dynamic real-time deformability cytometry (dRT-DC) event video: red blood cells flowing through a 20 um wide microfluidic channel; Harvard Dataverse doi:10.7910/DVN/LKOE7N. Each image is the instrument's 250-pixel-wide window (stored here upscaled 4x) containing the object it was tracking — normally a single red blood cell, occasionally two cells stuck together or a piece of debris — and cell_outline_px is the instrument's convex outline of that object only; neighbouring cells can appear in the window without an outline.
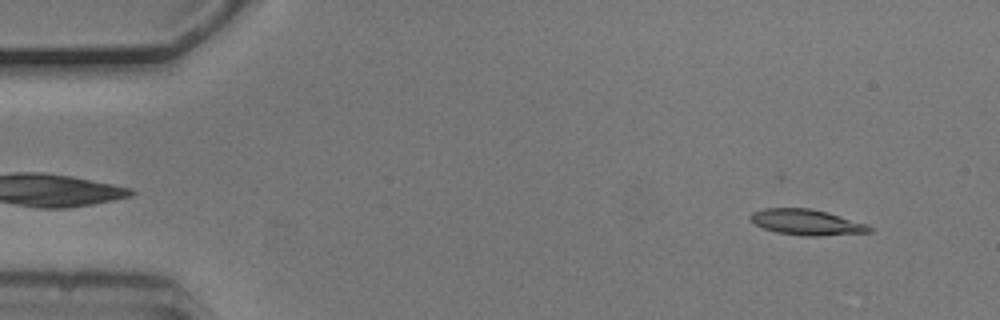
{"species": "common noctule bat (a hibernating species)", "species_latin": "Nyctalus noctula", "temperature_condition": "cold", "stored_images_in_passage": 4, "segment_of_instrument_passage": [1, 2], "camera_frame_rate_fps": 3000, "um_per_image_px": 0.085, "animal": {"sex": "male", "body_mass_g": 20.5, "forearm_length_mm": 52.5}, "frame": {"image": 1, "passage_image": 1, "time_ms": 0.0, "image_size_px": [1000, 320], "cell_outline_px": [[872, 232], [820, 236], [804, 236], [776, 232], [764, 228], [756, 224], [748, 216], [752, 212], [764, 208], [808, 208], [828, 212], [868, 224], [872, 228]], "centroid_in_image_um": [68.59, 18.89], "position_along_channel_um": 16.4, "area_um2": 17.86}}